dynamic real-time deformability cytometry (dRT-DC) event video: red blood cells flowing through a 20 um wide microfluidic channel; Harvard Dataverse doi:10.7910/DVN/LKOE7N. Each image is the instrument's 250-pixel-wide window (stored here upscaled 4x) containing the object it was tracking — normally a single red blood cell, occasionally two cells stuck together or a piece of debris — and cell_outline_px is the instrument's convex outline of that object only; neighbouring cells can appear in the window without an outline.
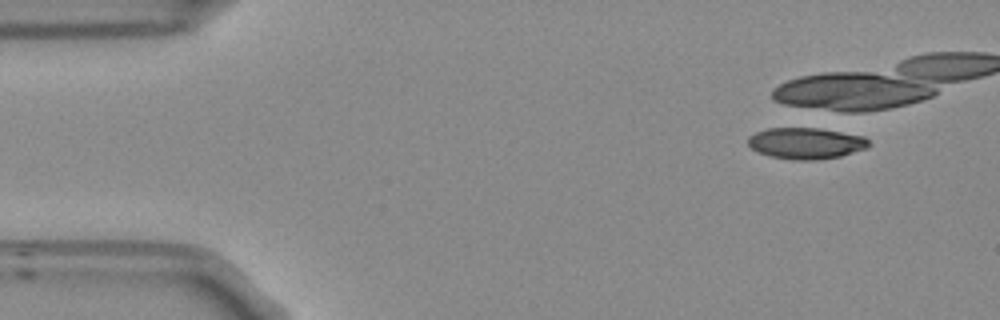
{"species": "Egyptian fruit bat (a non-hibernating species)", "species_latin": "Rousettus aegyptiacus", "temperature_condition": "room temperature", "stored_images_in_passage": 2, "camera_frame_rate_fps": 3000, "um_per_image_px": 0.085, "frame": {"image": 1, "passage_image": 2, "time_ms": 0.333, "image_size_px": [1000, 320], "cell_outline_px": [[872, 144], [868, 148], [840, 156], [816, 160], [792, 160], [772, 156], [756, 152], [748, 144], [748, 136], [756, 132], [768, 128], [820, 128], [864, 136]], "centroid_in_image_um": [68.52, 12.18], "position_along_channel_um": 16.5, "area_um2": 22.14}}